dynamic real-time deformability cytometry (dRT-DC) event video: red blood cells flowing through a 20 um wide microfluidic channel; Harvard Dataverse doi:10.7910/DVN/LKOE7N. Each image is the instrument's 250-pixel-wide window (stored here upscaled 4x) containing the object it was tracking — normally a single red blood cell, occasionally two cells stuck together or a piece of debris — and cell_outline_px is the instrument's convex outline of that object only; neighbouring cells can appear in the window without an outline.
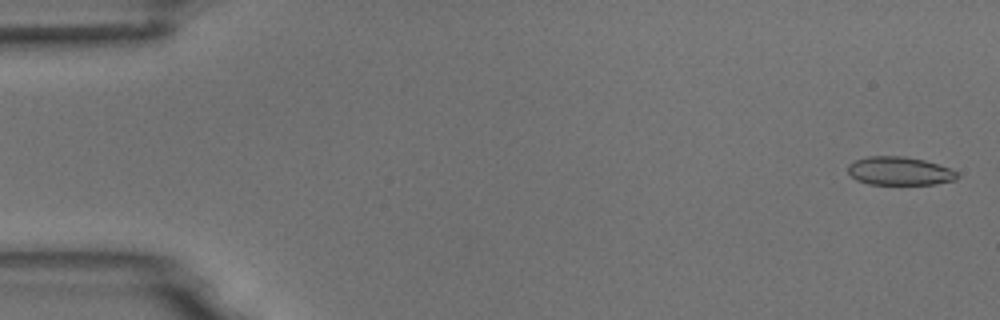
{"species": "common noctule bat (a hibernating species)", "species_latin": "Nyctalus noctula", "temperature_condition": "room temperature", "stored_images_in_passage": 55, "camera_frame_rate_fps": 3000, "um_per_image_px": 0.085, "animal": {"sex": "male", "body_mass_g": 18.8}, "frame": {"image": 1, "passage_image": 2, "time_ms": 0.333, "image_size_px": [1000, 320], "cell_outline_px": [[960, 176], [956, 180], [936, 184], [868, 184], [856, 180], [848, 172], [848, 164], [856, 160], [868, 156], [904, 156], [924, 160], [948, 168], [956, 172]], "centroid_in_image_um": [76.45, 14.54], "position_along_channel_um": 8.6, "area_um2": 18.03}}
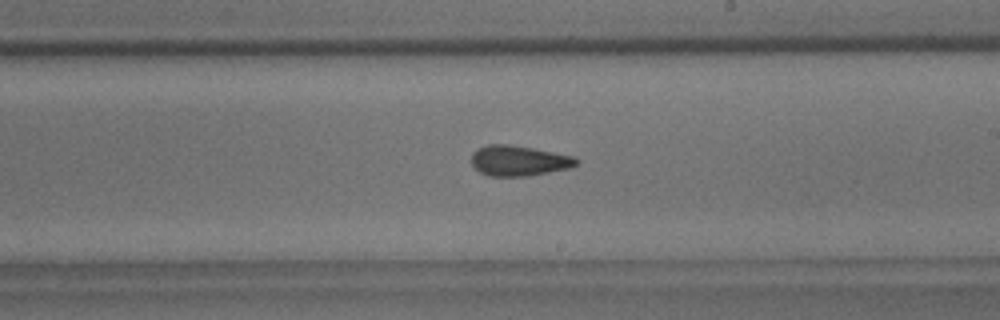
{"frame": {"image": 2, "passage_image": 32, "time_ms": 10.333, "image_size_px": [1000, 320], "cell_outline_px": [[580, 164], [572, 168], [528, 176], [488, 176], [480, 172], [472, 164], [472, 152], [488, 144], [508, 144], [532, 148], [576, 156], [580, 160]], "centroid_in_image_um": [44.17, 13.66], "position_along_channel_um": 244.8, "area_um2": 18.79}}
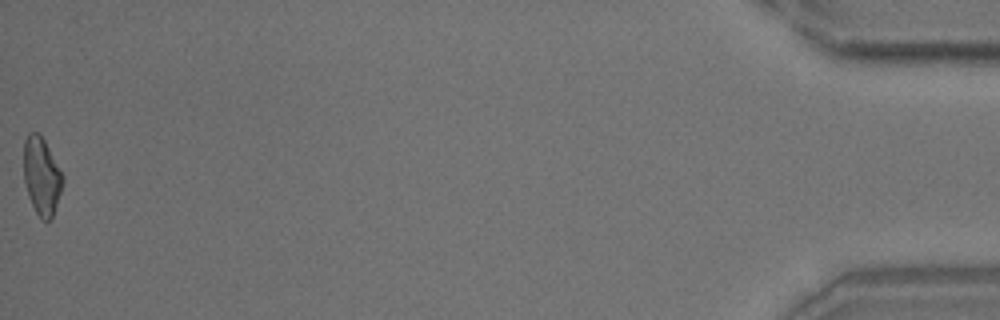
{"frame": {"image": 3, "passage_image": 55, "time_ms": 18.0, "image_size_px": [1000, 320], "cell_outline_px": [[64, 180], [52, 216], [48, 220], [44, 220], [36, 212], [28, 196], [24, 180], [24, 140], [28, 132], [40, 132], [64, 176]], "centroid_in_image_um": [3.53, 14.9], "position_along_channel_um": 431.7, "area_um2": 17.46}, "authors_computed_cell_mechanics": {"area_um2": 18.2648, "velocity_mm_per_s": 3.7161, "shape_relaxation_time_tau1_ms": 7.512, "shape_relaxation_time_tau2_ms": 2.0566, "deformation_change_tau1": 0.1708, "deformation_change_tau2": 0.0952}}